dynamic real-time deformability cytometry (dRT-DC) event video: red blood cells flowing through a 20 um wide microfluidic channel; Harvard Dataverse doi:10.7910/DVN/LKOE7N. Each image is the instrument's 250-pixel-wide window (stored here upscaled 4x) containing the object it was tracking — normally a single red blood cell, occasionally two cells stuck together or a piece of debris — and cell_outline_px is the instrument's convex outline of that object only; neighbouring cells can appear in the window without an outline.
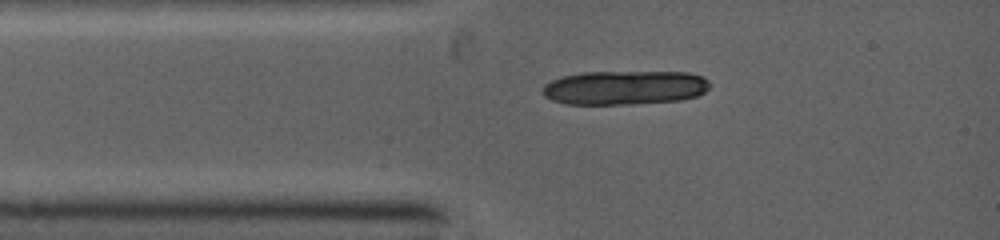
{"species": "common noctule bat (a hibernating species)", "species_latin": "Nyctalus noctula", "temperature_condition": "warm", "stored_images_in_passage": 1, "camera_frame_rate_fps": 5000, "um_per_image_px": 0.085, "animal": {"sex": "female", "body_mass_g": 19.0, "forearm_length_mm": 53.3}, "frame": {"image": 1, "passage_image": 1, "time_ms": 0.0, "image_size_px": [1000, 240], "cell_outline_px": [[712, 84], [704, 92], [696, 96], [680, 100], [632, 104], [564, 104], [552, 100], [544, 96], [544, 84], [560, 76], [584, 72], [688, 72], [704, 76]], "centroid_in_image_um": [53.12, 7.44], "position_along_channel_um": 31.9, "area_um2": 33.47}}